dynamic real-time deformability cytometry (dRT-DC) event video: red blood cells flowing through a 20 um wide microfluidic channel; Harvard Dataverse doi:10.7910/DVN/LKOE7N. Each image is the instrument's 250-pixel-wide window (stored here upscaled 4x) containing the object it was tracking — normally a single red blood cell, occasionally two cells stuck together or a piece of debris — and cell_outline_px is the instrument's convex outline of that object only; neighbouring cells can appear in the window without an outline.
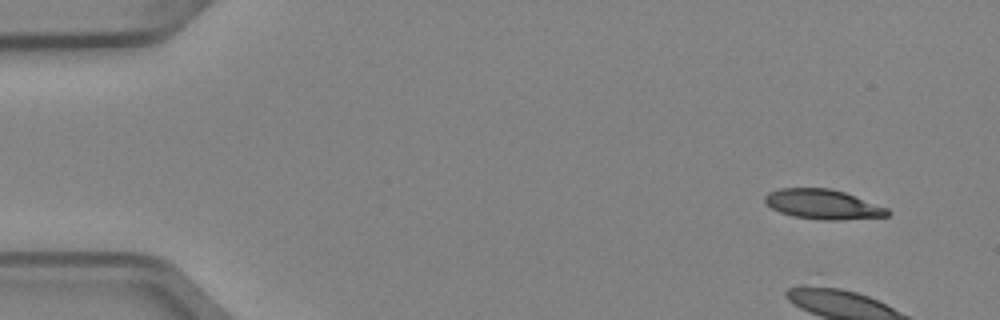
{"species": "Egyptian fruit bat (a non-hibernating species)", "species_latin": "Rousettus aegyptiacus", "temperature_condition": "cold", "stored_images_in_passage": 7, "camera_frame_rate_fps": 3000, "um_per_image_px": 0.085, "animal": {"sex": "female"}, "frame": {"image": 1, "passage_image": 1, "time_ms": 0.0, "image_size_px": [1000, 320], "cell_outline_px": [[892, 212], [888, 216], [832, 220], [824, 220], [792, 216], [780, 212], [772, 208], [764, 200], [764, 196], [768, 192], [780, 188], [828, 188], [844, 192], [888, 208]], "centroid_in_image_um": [69.94, 17.36], "position_along_channel_um": 15.1, "area_um2": 21.1}}
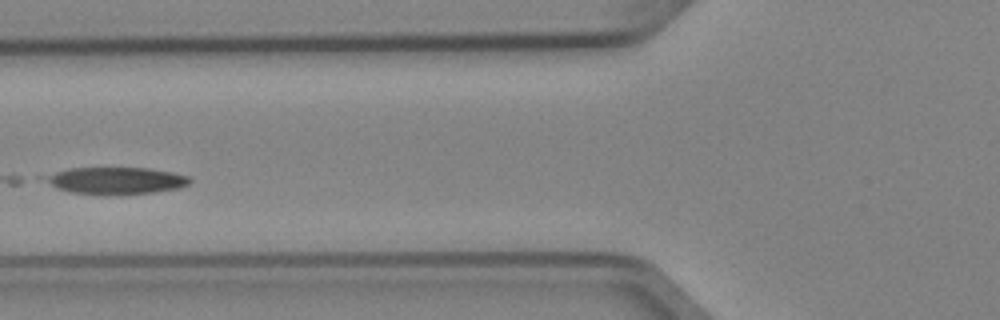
{"frame": {"image": 2, "passage_image": 6, "time_ms": 1.667, "image_size_px": [1000, 320], "cell_outline_px": [[192, 180], [188, 184], [180, 188], [152, 192], [108, 196], [100, 196], [72, 192], [56, 188], [36, 176], [68, 168], [148, 168], [172, 172], [188, 176]], "centroid_in_image_um": [9.74, 15.36], "position_along_channel_um": 116.1, "area_um2": 23.35}}
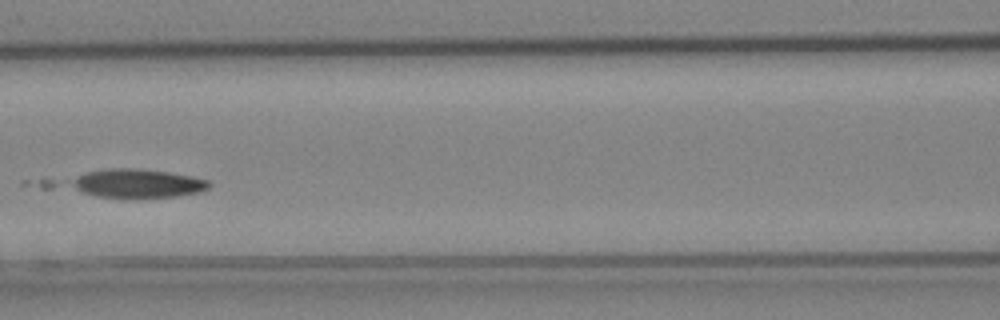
{"frame": {"image": 3, "passage_image": 7, "time_ms": 2.0, "image_size_px": [1000, 320], "cell_outline_px": [[212, 184], [208, 188], [200, 192], [176, 196], [96, 196], [40, 188], [20, 184], [20, 180], [104, 168], [140, 168], [168, 172], [192, 176], [208, 180]], "centroid_in_image_um": [10.34, 15.54], "position_along_channel_um": 156.3, "area_um2": 28.15}}